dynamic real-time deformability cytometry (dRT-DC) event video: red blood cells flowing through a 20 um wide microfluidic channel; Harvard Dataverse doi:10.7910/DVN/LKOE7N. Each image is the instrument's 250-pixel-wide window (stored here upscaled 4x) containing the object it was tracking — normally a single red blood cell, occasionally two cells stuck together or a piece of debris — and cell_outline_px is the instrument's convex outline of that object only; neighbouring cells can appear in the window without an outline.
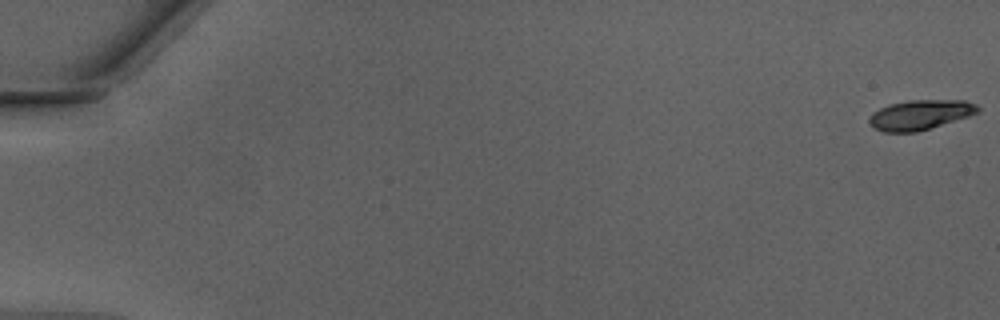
{"species": "Egyptian fruit bat (a non-hibernating species)", "species_latin": "Rousettus aegyptiacus", "temperature_condition": "warm", "stored_images_in_passage": 50, "camera_frame_rate_fps": 3000, "um_per_image_px": 0.085, "animal": {"sex": "male"}, "frame": {"image": 1, "passage_image": 1, "time_ms": 0.0, "image_size_px": [1000, 320], "cell_outline_px": [[980, 112], [968, 116], [916, 132], [884, 132], [872, 128], [868, 120], [872, 112], [888, 104], [908, 100], [964, 100], [976, 104], [980, 108]], "centroid_in_image_um": [78.18, 9.75], "position_along_channel_um": 6.8, "area_um2": 18.9}}
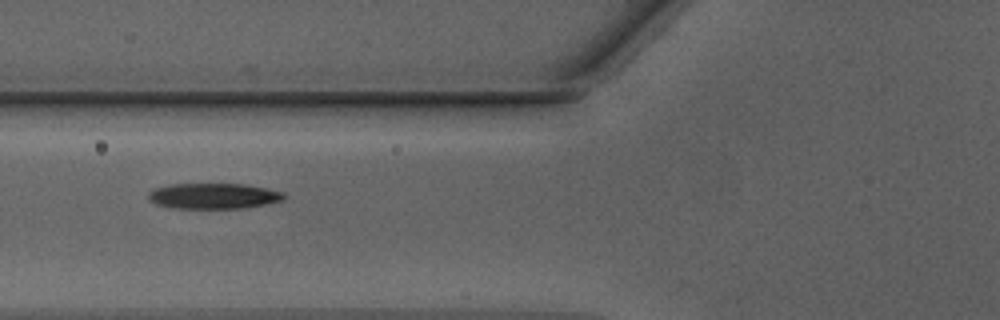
{"frame": {"image": 2, "passage_image": 21, "time_ms": 6.667, "image_size_px": [1000, 320], "cell_outline_px": [[288, 196], [284, 200], [268, 204], [244, 208], [172, 208], [156, 204], [148, 200], [148, 192], [156, 188], [168, 184], [244, 184], [284, 192]], "centroid_in_image_um": [18.17, 16.66], "position_along_channel_um": 107.6, "area_um2": 20.4}}
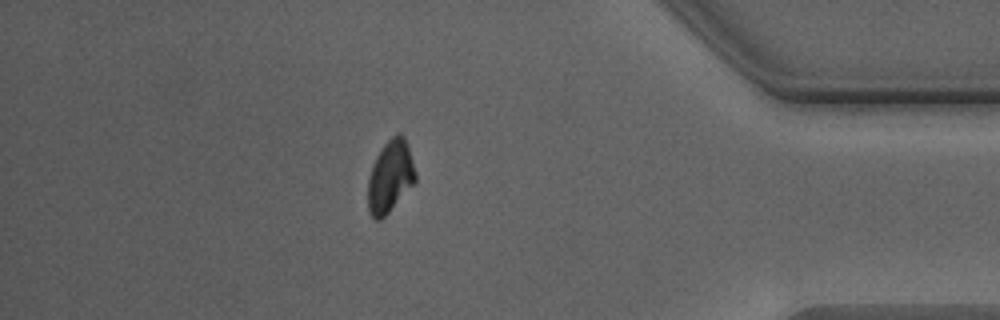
{"frame": {"image": 3, "passage_image": 44, "time_ms": 14.333, "image_size_px": [1000, 320], "cell_outline_px": [[416, 180], [388, 212], [380, 220], [376, 220], [368, 212], [368, 180], [372, 164], [376, 156], [384, 144], [392, 136], [400, 132], [404, 136], [416, 172]], "centroid_in_image_um": [33.15, 14.99], "position_along_channel_um": 402.1, "area_um2": 19.65}, "authors_computed_cell_mechanics": {"area_um2": 20.0855, "velocity_mm_per_s": 4.2796, "shape_relaxation_time_tau1_ms": 2.8273, "shape_relaxation_time_tau2_ms": 8.4351, "deformation_change_tau1": 0.1592, "deformation_change_tau2": 0.1199}}